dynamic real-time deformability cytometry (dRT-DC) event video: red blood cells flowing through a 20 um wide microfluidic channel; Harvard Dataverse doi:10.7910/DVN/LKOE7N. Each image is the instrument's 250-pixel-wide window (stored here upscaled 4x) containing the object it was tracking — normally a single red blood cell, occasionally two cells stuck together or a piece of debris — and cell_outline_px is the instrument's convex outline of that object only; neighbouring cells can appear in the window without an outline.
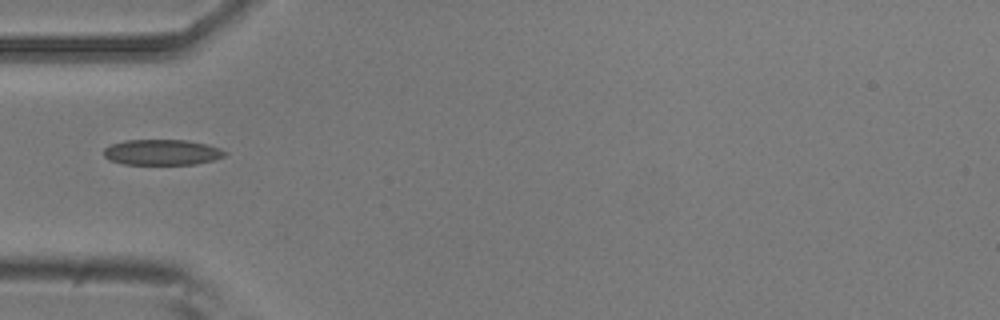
{"species": "common noctule bat (a hibernating species)", "species_latin": "Nyctalus noctula", "temperature_condition": "room temperature", "stored_images_in_passage": 5, "camera_frame_rate_fps": 3000, "um_per_image_px": 0.085, "animal": {"sex": "male", "body_mass_g": 20.5, "forearm_length_mm": 52.5}, "frame": {"image": 1, "passage_image": 1, "time_ms": 0.0, "image_size_px": [1000, 320], "cell_outline_px": [[228, 152], [224, 156], [212, 160], [196, 164], [124, 164], [108, 160], [104, 156], [104, 148], [112, 144], [124, 140], [188, 140], [220, 148]], "centroid_in_image_um": [13.75, 12.94], "position_along_channel_um": 71.2, "area_um2": 18.03}}
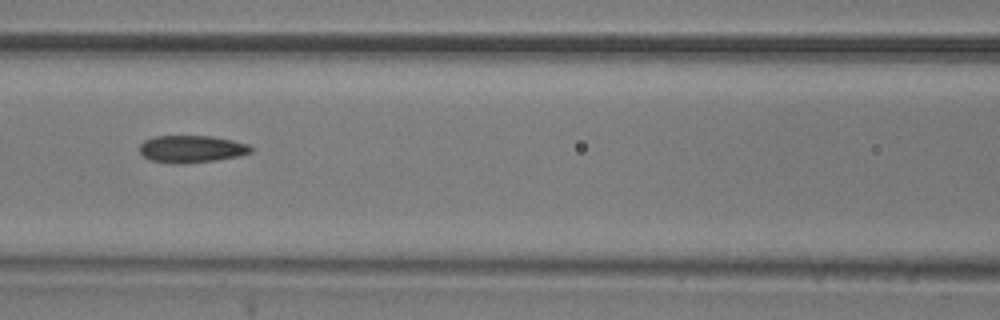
{"frame": {"image": 2, "passage_image": 3, "time_ms": 0.667, "image_size_px": [1000, 320], "cell_outline_px": [[252, 152], [240, 156], [216, 160], [184, 164], [180, 164], [148, 160], [140, 152], [140, 144], [144, 140], [152, 136], [212, 136], [232, 140], [248, 144], [252, 148]], "centroid_in_image_um": [16.27, 12.66], "position_along_channel_um": 150.3, "area_um2": 17.8}}
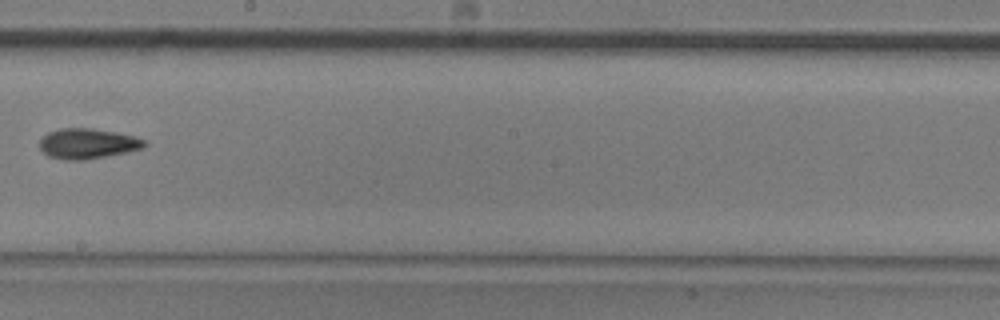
{"frame": {"image": 3, "passage_image": 5, "time_ms": 1.333, "image_size_px": [1000, 320], "cell_outline_px": [[148, 144], [144, 148], [128, 152], [84, 160], [60, 160], [48, 156], [40, 148], [40, 140], [48, 132], [60, 128], [92, 128], [132, 136], [144, 140]], "centroid_in_image_um": [7.43, 12.22], "position_along_channel_um": 240.8, "area_um2": 18.44}}